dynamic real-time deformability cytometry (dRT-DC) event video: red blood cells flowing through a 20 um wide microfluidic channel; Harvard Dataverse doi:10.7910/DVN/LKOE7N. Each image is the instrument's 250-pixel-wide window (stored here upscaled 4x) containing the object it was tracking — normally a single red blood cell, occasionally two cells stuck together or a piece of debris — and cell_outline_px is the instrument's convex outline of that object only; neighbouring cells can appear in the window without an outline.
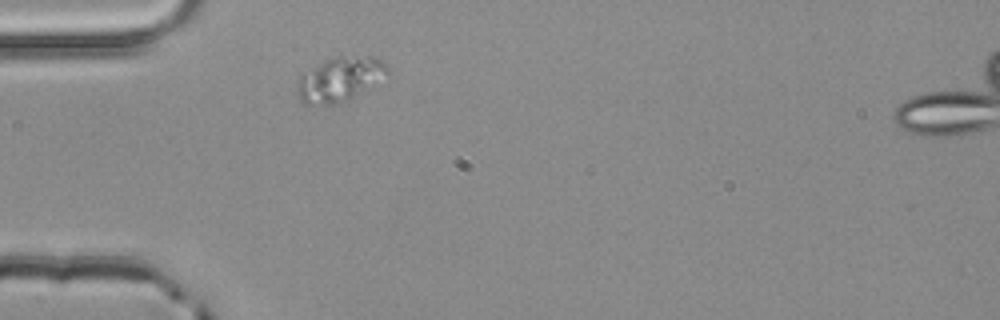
{"species": "common noctule bat (a hibernating species)", "species_latin": "Nyctalus noctula", "temperature_condition": "room temperature", "stored_images_in_passage": 2, "camera_frame_rate_fps": 3000, "um_per_image_px": 0.085, "animal": {"sex": "male", "body_mass_g": 20.4}, "frame": {"image": 1, "passage_image": 1, "time_ms": 0.0, "image_size_px": [1000, 320], "cell_outline_px": [[392, 72], [348, 100], [332, 104], [308, 108], [300, 100], [296, 92], [296, 76], [300, 72], [340, 52], [372, 56], [380, 60]], "centroid_in_image_um": [28.78, 6.7], "position_along_channel_um": 56.2, "area_um2": 24.68}}